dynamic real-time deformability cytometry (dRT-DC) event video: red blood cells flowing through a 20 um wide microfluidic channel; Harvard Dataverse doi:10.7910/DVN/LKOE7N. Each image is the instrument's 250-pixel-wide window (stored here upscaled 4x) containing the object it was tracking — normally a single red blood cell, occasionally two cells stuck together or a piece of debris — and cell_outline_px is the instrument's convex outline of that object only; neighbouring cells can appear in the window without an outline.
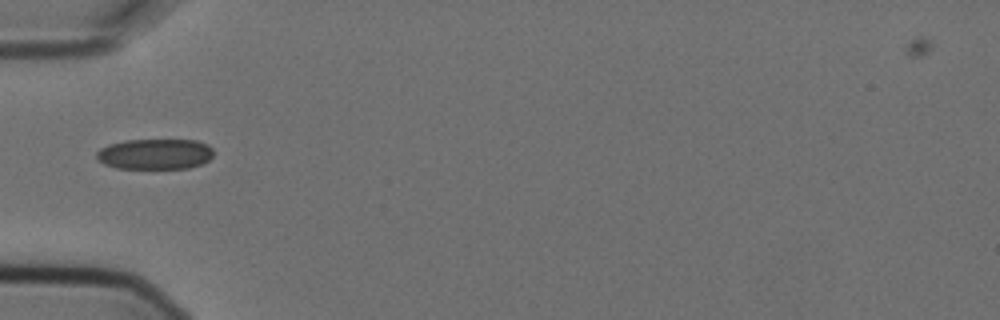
{"species": "Egyptian fruit bat (a non-hibernating species)", "species_latin": "Rousettus aegyptiacus", "temperature_condition": "cold", "stored_images_in_passage": 1, "camera_frame_rate_fps": 3000, "um_per_image_px": 0.085, "animal": {"sex": "female"}, "frame": {"image": 1, "passage_image": 1, "time_ms": 0.0, "image_size_px": [1000, 320], "cell_outline_px": [[212, 156], [208, 160], [200, 164], [188, 168], [116, 168], [104, 164], [96, 156], [96, 152], [100, 148], [108, 144], [124, 140], [196, 140], [208, 144], [212, 148]], "centroid_in_image_um": [13.16, 13.08], "position_along_channel_um": 71.8, "area_um2": 20.81}}